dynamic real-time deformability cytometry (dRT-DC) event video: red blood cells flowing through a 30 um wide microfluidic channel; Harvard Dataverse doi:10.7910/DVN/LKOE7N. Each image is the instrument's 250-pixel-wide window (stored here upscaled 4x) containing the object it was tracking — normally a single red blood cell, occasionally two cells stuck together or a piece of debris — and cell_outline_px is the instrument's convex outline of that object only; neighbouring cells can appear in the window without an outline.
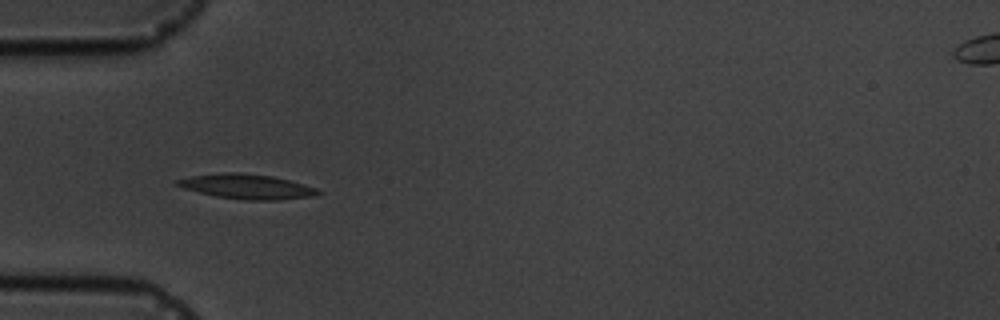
{"species": "common noctule bat (a hibernating species)", "species_latin": "Nyctalus noctula", "temperature_condition": "cold", "stored_images_in_passage": 16, "camera_frame_rate_fps": 3000, "um_per_image_px": 0.085, "animal": {"sex": "male", "body_mass_g": 19.5, "forearm_length_mm": 54.6}, "frame": {"image": 1, "passage_image": 5, "time_ms": 5.333, "image_size_px": [1000, 320], "cell_outline_px": [[324, 192], [320, 196], [280, 200], [244, 200], [216, 196], [184, 188], [172, 184], [172, 180], [188, 176], [224, 172], [240, 172], [272, 176], [288, 180], [316, 188]], "centroid_in_image_um": [20.98, 15.85], "position_along_channel_um": 64.0, "area_um2": 20.69}}
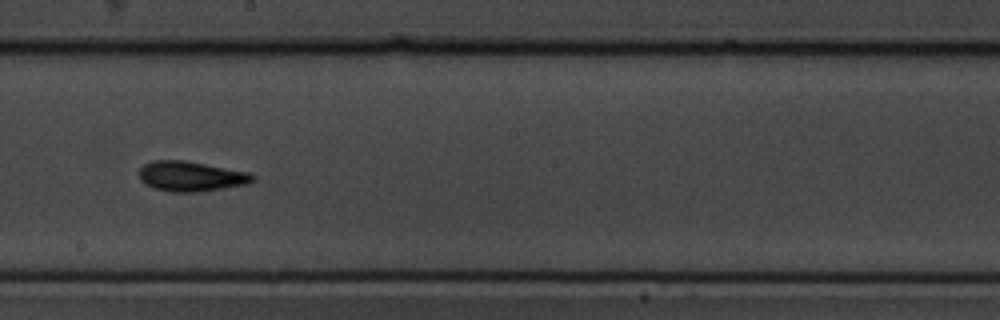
{"frame": {"image": 2, "passage_image": 9, "time_ms": 10.0, "image_size_px": [1000, 320], "cell_outline_px": [[256, 180], [248, 184], [200, 192], [172, 192], [152, 188], [144, 184], [140, 180], [140, 168], [144, 164], [152, 160], [184, 160], [252, 172], [256, 176]], "centroid_in_image_um": [16.27, 14.99], "position_along_channel_um": 231.9, "area_um2": 20.29}}
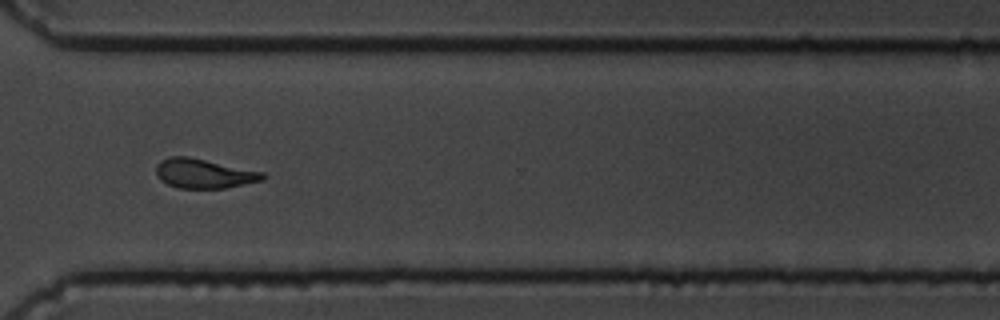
{"frame": {"image": 3, "passage_image": 12, "time_ms": 13.333, "image_size_px": [1000, 320], "cell_outline_px": [[268, 176], [264, 180], [224, 188], [180, 188], [168, 184], [160, 180], [156, 176], [156, 164], [160, 160], [168, 156], [188, 156], [264, 172]], "centroid_in_image_um": [17.32, 14.74], "position_along_channel_um": 353.3, "area_um2": 18.44}, "authors_computed_cell_mechanics": {"area_um2": 19.074, "velocity_mm_per_s": 3.6453, "shape_relaxation_time_tau1_ms": 1.8235, "shape_relaxation_time_tau2_ms": 3.4394, "deformation_change_tau1": 0.1029, "deformation_change_tau2": 0.1035}}